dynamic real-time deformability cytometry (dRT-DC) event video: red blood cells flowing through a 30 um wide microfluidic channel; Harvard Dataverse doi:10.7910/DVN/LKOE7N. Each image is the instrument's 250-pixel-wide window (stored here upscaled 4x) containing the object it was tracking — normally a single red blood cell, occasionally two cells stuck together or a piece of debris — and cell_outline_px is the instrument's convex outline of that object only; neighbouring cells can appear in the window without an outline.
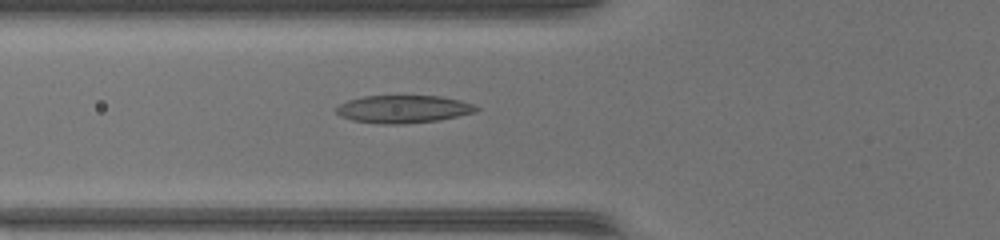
{"species": "common noctule bat (a hibernating species)", "species_latin": "Nyctalus noctula", "temperature_condition": "warm", "stored_images_in_passage": 50, "camera_frame_rate_fps": 3000, "um_per_image_px": 0.085, "animal": {"sex": "female", "body_mass_g": 17.0, "forearm_length_mm": 48.0}, "frame": {"image": 1, "passage_image": 20, "time_ms": 6.333, "image_size_px": [1000, 240], "cell_outline_px": [[480, 108], [476, 112], [440, 120], [400, 124], [380, 124], [352, 120], [340, 116], [336, 112], [336, 108], [340, 104], [348, 100], [364, 96], [440, 96], [460, 100], [472, 104]], "centroid_in_image_um": [34.28, 9.28], "position_along_channel_um": 91.5, "area_um2": 22.6}}
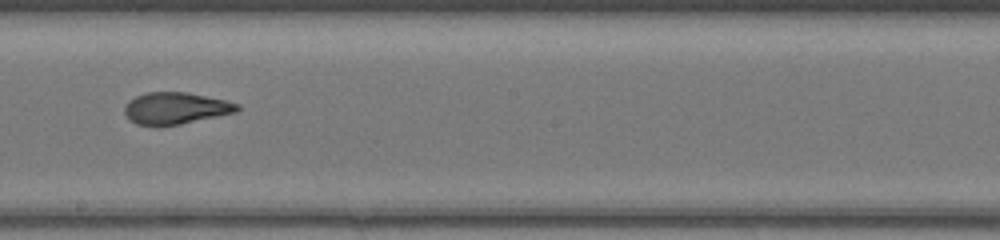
{"frame": {"image": 2, "passage_image": 30, "time_ms": 9.667, "image_size_px": [1000, 240], "cell_outline_px": [[240, 108], [236, 112], [180, 124], [160, 128], [136, 124], [124, 112], [124, 108], [128, 100], [136, 96], [148, 92], [188, 92], [224, 100], [240, 104]], "centroid_in_image_um": [14.9, 9.22], "position_along_channel_um": 233.3, "area_um2": 21.04}}
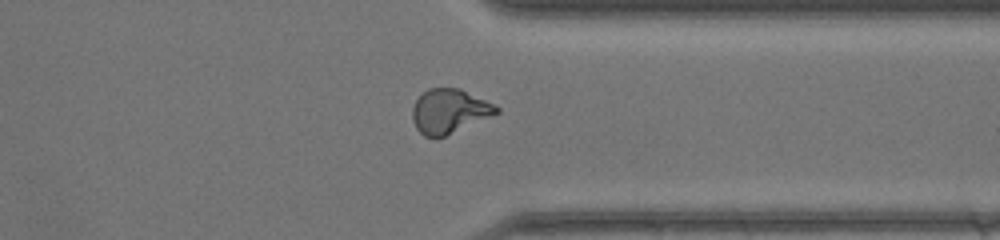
{"frame": {"image": 3, "passage_image": 40, "time_ms": 13.0, "image_size_px": [1000, 240], "cell_outline_px": [[500, 112], [444, 136], [424, 136], [416, 128], [412, 120], [412, 108], [416, 100], [428, 88], [460, 88], [500, 108]], "centroid_in_image_um": [38.16, 9.44], "position_along_channel_um": 373.2, "area_um2": 21.21}, "authors_computed_cell_mechanics": {"area_um2": 21.7617, "velocity_mm_per_s": 4.232, "shape_relaxation_time_tau1_ms": 10.8634, "shape_relaxation_time_tau2_ms": 1.2688, "deformation_change_tau1": 0.344, "deformation_change_tau2": 0.092}}